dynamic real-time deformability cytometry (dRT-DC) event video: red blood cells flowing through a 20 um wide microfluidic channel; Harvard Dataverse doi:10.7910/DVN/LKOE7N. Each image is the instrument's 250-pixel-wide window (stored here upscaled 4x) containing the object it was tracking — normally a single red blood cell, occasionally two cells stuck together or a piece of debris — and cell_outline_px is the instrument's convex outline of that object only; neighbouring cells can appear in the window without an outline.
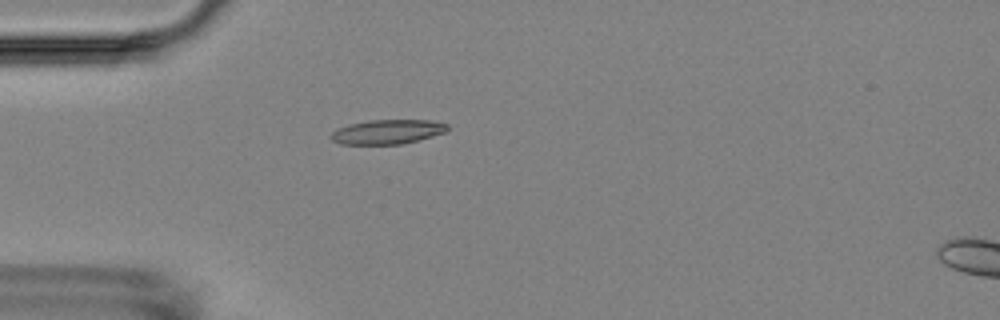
{"species": "Egyptian fruit bat (a non-hibernating species)", "species_latin": "Rousettus aegyptiacus", "temperature_condition": "room temperature", "stored_images_in_passage": 6, "camera_frame_rate_fps": 3000, "um_per_image_px": 0.085, "animal": {"sex": "female"}, "frame": {"image": 1, "passage_image": 4, "time_ms": 4.333, "image_size_px": [1000, 320], "cell_outline_px": [[448, 128], [444, 132], [432, 136], [400, 144], [340, 144], [332, 140], [328, 136], [336, 128], [348, 124], [368, 120], [432, 120], [448, 124]], "centroid_in_image_um": [32.87, 11.19], "position_along_channel_um": 52.1, "area_um2": 16.59}}